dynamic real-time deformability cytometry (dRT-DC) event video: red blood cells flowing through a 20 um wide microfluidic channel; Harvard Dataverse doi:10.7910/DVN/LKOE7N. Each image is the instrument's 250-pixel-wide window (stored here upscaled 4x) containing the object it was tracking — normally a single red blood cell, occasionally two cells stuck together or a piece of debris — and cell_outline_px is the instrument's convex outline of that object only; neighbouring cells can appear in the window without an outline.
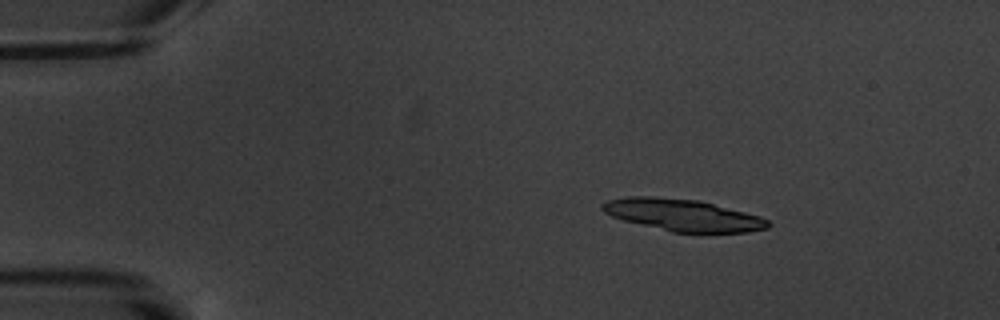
{"species": "common noctule bat (a hibernating species)", "species_latin": "Nyctalus noctula", "temperature_condition": "warm", "stored_images_in_passage": 4, "camera_frame_rate_fps": 3000, "um_per_image_px": 0.085, "animal": {"sex": "male", "body_mass_g": 20.1, "forearm_length_mm": 53.5}, "frame": {"image": 1, "passage_image": 1, "time_ms": 0.0, "image_size_px": [1000, 320], "cell_outline_px": [[772, 224], [768, 228], [748, 232], [672, 232], [624, 220], [612, 216], [604, 212], [600, 208], [600, 204], [608, 200], [628, 196], [652, 196], [696, 200], [760, 216], [768, 220]], "centroid_in_image_um": [58.01, 18.28], "position_along_channel_um": 27.0, "area_um2": 30.46}}